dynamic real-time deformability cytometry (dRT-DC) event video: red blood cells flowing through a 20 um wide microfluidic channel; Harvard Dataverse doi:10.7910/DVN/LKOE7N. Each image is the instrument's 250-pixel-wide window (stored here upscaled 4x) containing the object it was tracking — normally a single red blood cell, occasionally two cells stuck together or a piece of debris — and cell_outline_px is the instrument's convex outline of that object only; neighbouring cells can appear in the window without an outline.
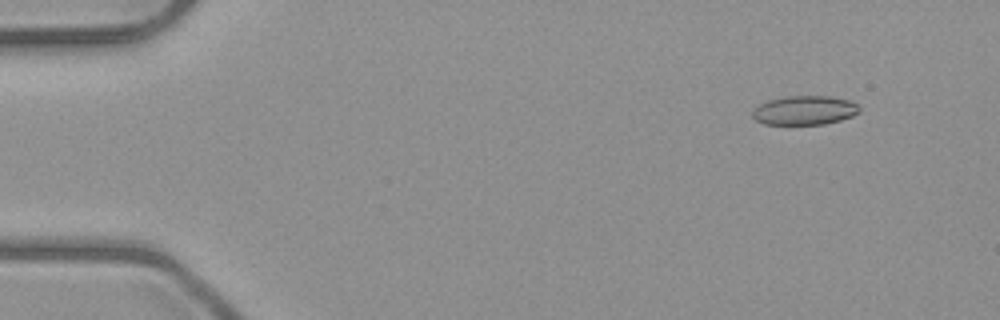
{"species": "common noctule bat (a hibernating species)", "species_latin": "Nyctalus noctula", "temperature_condition": "room temperature", "stored_images_in_passage": 5, "camera_frame_rate_fps": 3000, "um_per_image_px": 0.085, "animal": {"sex": "male", "body_mass_g": 23.1, "forearm_length_mm": 52.7}, "frame": {"image": 1, "passage_image": 2, "time_ms": 1.0, "image_size_px": [1000, 320], "cell_outline_px": [[860, 112], [852, 116], [840, 120], [824, 124], [764, 124], [756, 120], [752, 116], [752, 108], [768, 100], [788, 96], [828, 96], [848, 100], [856, 104], [860, 108]], "centroid_in_image_um": [68.36, 9.38], "position_along_channel_um": 16.6, "area_um2": 18.09}}
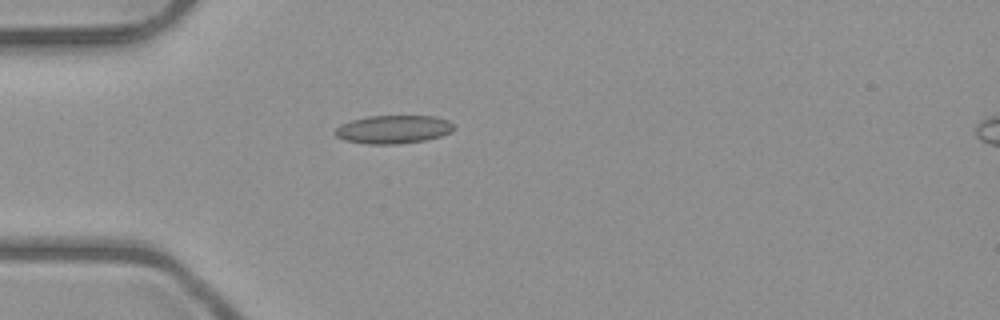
{"frame": {"image": 2, "passage_image": 5, "time_ms": 4.333, "image_size_px": [1000, 320], "cell_outline_px": [[452, 132], [440, 136], [424, 140], [400, 144], [368, 144], [344, 140], [336, 136], [336, 128], [340, 124], [352, 120], [368, 116], [436, 116], [448, 120], [452, 124]], "centroid_in_image_um": [33.42, 11.0], "position_along_channel_um": 51.6, "area_um2": 19.48}}